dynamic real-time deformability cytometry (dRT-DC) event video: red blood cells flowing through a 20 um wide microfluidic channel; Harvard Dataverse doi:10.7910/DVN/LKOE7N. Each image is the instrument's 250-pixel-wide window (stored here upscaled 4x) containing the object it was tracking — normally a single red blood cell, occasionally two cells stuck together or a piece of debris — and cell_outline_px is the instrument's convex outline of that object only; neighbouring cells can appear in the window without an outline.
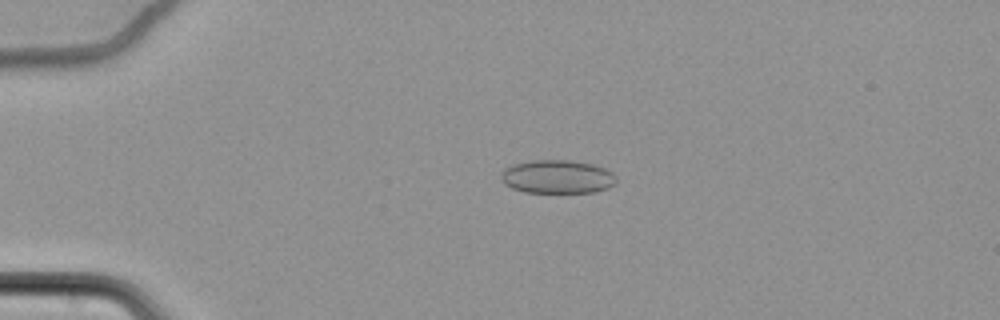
{"species": "common noctule bat (a hibernating species)", "species_latin": "Nyctalus noctula", "temperature_condition": "cold", "stored_images_in_passage": 63, "camera_frame_rate_fps": 3000, "um_per_image_px": 0.085, "animal": {"sex": "female", "body_mass_g": 22.7, "forearm_length_mm": 54.2}, "frame": {"image": 1, "passage_image": 17, "time_ms": 5.333, "image_size_px": [1000, 320], "cell_outline_px": [[616, 184], [608, 188], [596, 192], [524, 192], [512, 188], [504, 184], [500, 180], [500, 172], [504, 168], [512, 164], [532, 160], [568, 160], [592, 164], [604, 168], [612, 172], [616, 176]], "centroid_in_image_um": [47.35, 15.02], "position_along_channel_um": 37.7, "area_um2": 22.72}}
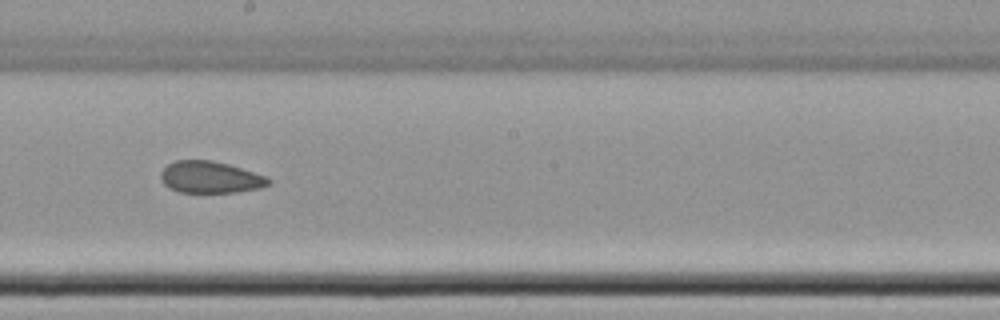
{"frame": {"image": 2, "passage_image": 38, "time_ms": 12.333, "image_size_px": [1000, 320], "cell_outline_px": [[272, 184], [260, 188], [236, 192], [180, 192], [168, 188], [160, 180], [160, 172], [168, 164], [176, 160], [212, 160], [228, 164], [268, 176], [272, 180]], "centroid_in_image_um": [17.89, 15.06], "position_along_channel_um": 230.3, "area_um2": 20.17}}
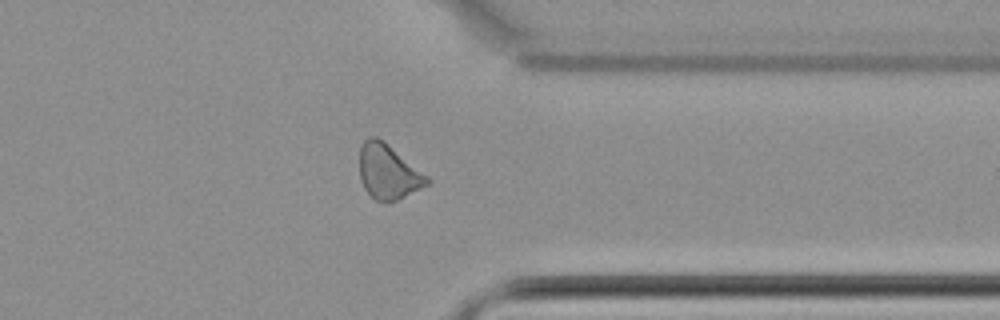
{"frame": {"image": 3, "passage_image": 51, "time_ms": 16.667, "image_size_px": [1000, 320], "cell_outline_px": [[432, 180], [428, 184], [388, 204], [376, 200], [364, 188], [360, 180], [360, 148], [364, 140], [372, 136], [376, 136], [384, 140], [428, 176]], "centroid_in_image_um": [32.99, 14.59], "position_along_channel_um": 378.4, "area_um2": 21.56}, "authors_computed_cell_mechanics": {"area_um2": 21.7328, "velocity_mm_per_s": 3.484, "shape_relaxation_time_tau1_ms": null, "shape_relaxation_time_tau2_ms": 5.247, "deformation_change_tau1": null, "deformation_change_tau2": 0.1083}}